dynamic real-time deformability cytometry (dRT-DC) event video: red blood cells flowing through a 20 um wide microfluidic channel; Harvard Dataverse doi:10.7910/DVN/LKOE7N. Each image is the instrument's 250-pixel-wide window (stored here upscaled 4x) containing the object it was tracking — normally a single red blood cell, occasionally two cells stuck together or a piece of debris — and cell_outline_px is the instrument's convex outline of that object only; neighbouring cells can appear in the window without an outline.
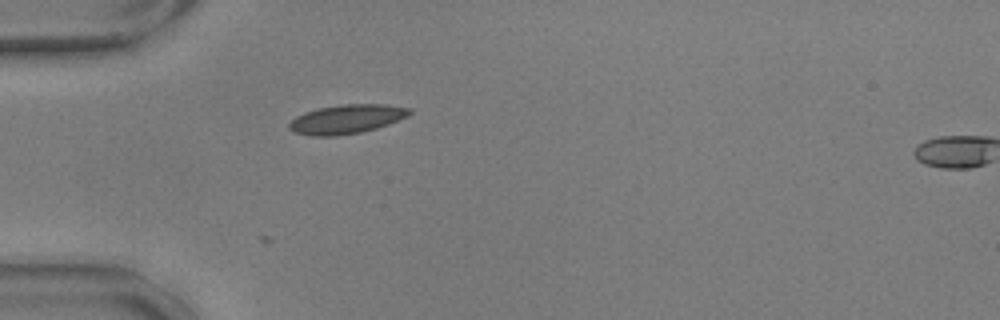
{"species": "common noctule bat (a hibernating species)", "species_latin": "Nyctalus noctula", "temperature_condition": "warm", "stored_images_in_passage": 25, "camera_frame_rate_fps": 3000, "um_per_image_px": 0.085, "animal": {"sex": "male", "body_mass_g": 17.9, "forearm_length_mm": 54.2}, "frame": {"image": 1, "passage_image": 1, "time_ms": 0.0, "image_size_px": [1000, 320], "cell_outline_px": [[412, 112], [408, 116], [388, 124], [376, 128], [360, 132], [336, 136], [312, 136], [296, 132], [288, 128], [288, 124], [296, 116], [304, 112], [316, 108], [340, 104], [384, 104], [412, 108]], "centroid_in_image_um": [29.46, 10.11], "position_along_channel_um": 55.5, "area_um2": 20.46}}
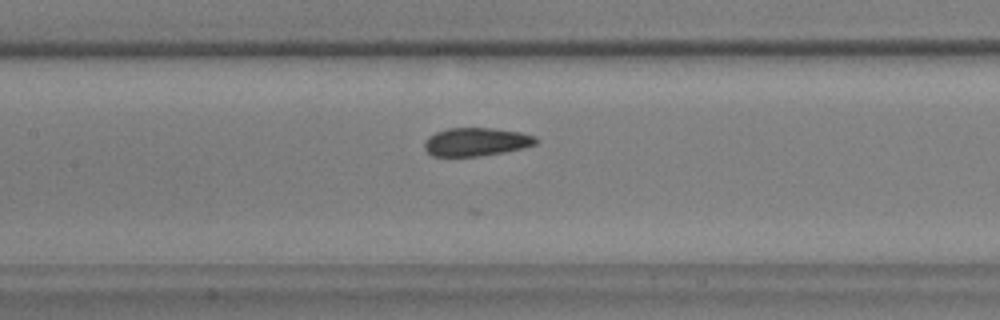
{"frame": {"image": 2, "passage_image": 11, "time_ms": 3.333, "image_size_px": [1000, 320], "cell_outline_px": [[540, 140], [536, 144], [524, 148], [504, 152], [480, 156], [432, 156], [424, 148], [424, 144], [428, 136], [436, 132], [448, 128], [492, 128], [520, 132], [536, 136]], "centroid_in_image_um": [40.5, 12.06], "position_along_channel_um": 166.9, "area_um2": 18.5}}